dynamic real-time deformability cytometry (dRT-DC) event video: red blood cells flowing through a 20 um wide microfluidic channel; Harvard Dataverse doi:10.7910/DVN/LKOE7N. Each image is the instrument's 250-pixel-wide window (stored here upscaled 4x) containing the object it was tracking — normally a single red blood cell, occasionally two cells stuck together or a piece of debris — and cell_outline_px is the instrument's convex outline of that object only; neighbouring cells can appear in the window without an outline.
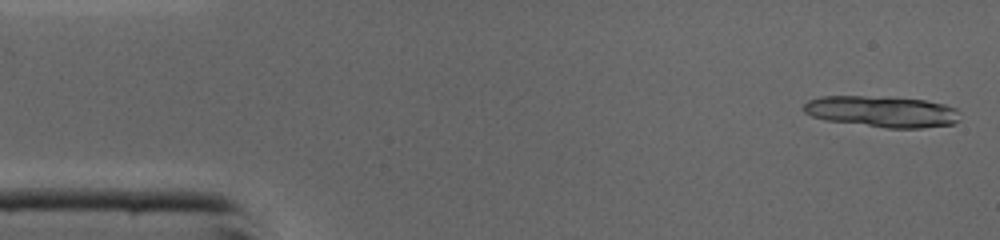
{"species": "common noctule bat (a hibernating species)", "species_latin": "Nyctalus noctula", "temperature_condition": "cold", "stored_images_in_passage": 20, "camera_frame_rate_fps": 3000, "um_per_image_px": 0.085, "animal": {"sex": "male", "body_mass_g": 19.0, "forearm_length_mm": 50.8}, "frame": {"image": 1, "passage_image": 1, "time_ms": 0.0, "image_size_px": [1000, 240], "cell_outline_px": [[960, 120], [952, 124], [920, 128], [888, 128], [824, 120], [812, 116], [804, 112], [800, 108], [808, 100], [820, 96], [864, 96], [924, 100], [944, 104], [956, 108], [960, 112]], "centroid_in_image_um": [74.94, 9.49], "position_along_channel_um": 10.1, "area_um2": 28.5}}
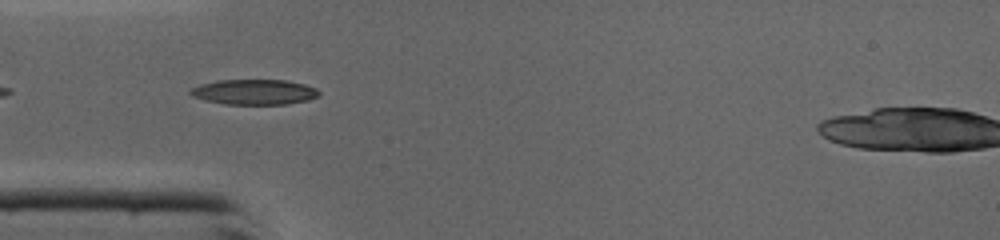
{"frame": {"image": 2, "passage_image": 13, "time_ms": 4.0, "image_size_px": [1000, 240], "cell_outline_px": [[320, 96], [308, 100], [288, 104], [224, 104], [192, 96], [188, 92], [192, 88], [200, 84], [216, 80], [288, 80], [304, 84], [316, 88], [320, 92]], "centroid_in_image_um": [21.65, 7.81], "position_along_channel_um": 63.4, "area_um2": 18.96}}
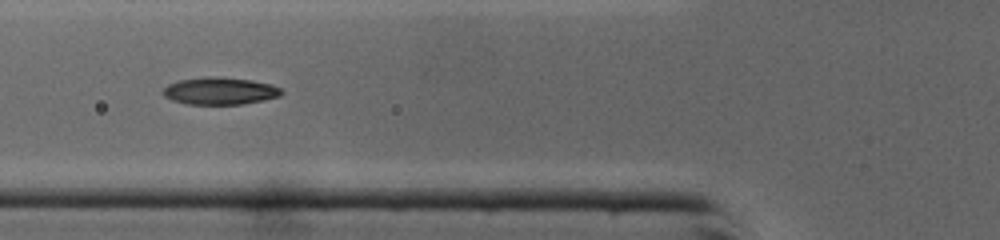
{"frame": {"image": 3, "passage_image": 16, "time_ms": 5.0, "image_size_px": [1000, 240], "cell_outline_px": [[284, 92], [280, 96], [264, 100], [244, 104], [188, 104], [172, 100], [164, 96], [160, 92], [168, 84], [180, 80], [212, 76], [216, 76], [252, 80], [272, 84], [280, 88]], "centroid_in_image_um": [18.71, 7.73], "position_along_channel_um": 107.1, "area_um2": 18.9}}